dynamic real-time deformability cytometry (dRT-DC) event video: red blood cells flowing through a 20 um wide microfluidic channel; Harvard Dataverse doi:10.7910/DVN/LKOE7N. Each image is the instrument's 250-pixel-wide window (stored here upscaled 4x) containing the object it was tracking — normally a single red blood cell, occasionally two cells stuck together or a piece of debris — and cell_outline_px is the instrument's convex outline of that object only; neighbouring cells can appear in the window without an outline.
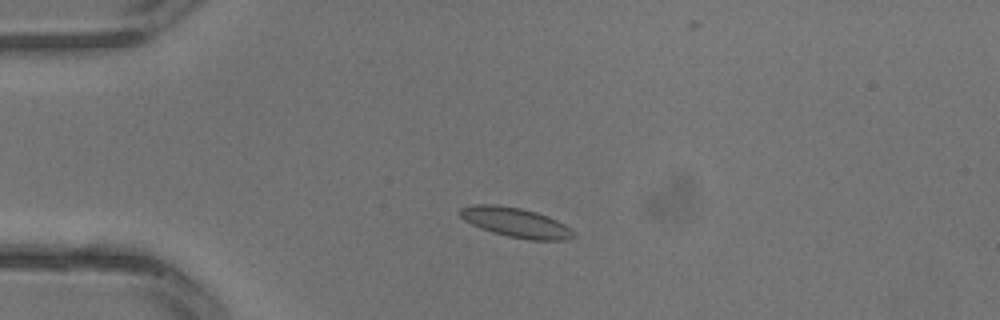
{"species": "common noctule bat (a hibernating species)", "species_latin": "Nyctalus noctula", "temperature_condition": "warm", "stored_images_in_passage": 1, "camera_frame_rate_fps": 3000, "um_per_image_px": 0.085, "animal": {"sex": "male", "body_mass_g": 13.3}, "frame": {"image": 1, "passage_image": 1, "time_ms": 0.0, "image_size_px": [1000, 320], "cell_outline_px": [[576, 236], [564, 240], [532, 240], [508, 236], [492, 232], [480, 228], [464, 220], [460, 216], [460, 208], [476, 204], [496, 204], [520, 208], [536, 212], [548, 216], [572, 228]], "centroid_in_image_um": [43.85, 18.91], "position_along_channel_um": 41.1, "area_um2": 19.54}}